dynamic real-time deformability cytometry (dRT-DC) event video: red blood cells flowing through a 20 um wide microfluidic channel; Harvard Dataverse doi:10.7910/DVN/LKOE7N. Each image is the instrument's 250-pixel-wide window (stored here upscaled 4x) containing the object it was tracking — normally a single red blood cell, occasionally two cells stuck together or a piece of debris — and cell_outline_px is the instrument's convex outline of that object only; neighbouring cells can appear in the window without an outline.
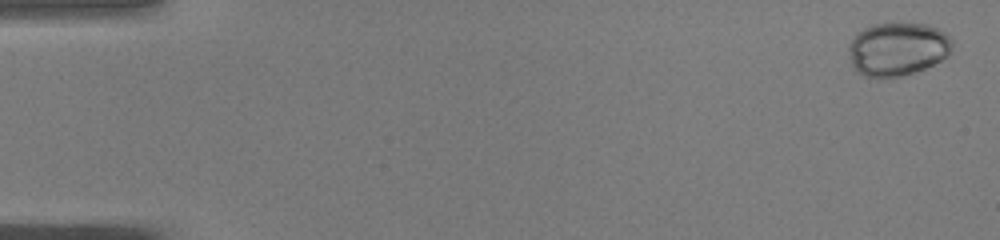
{"species": "common noctule bat (a hibernating species)", "species_latin": "Nyctalus noctula", "temperature_condition": "warm", "stored_images_in_passage": 46, "camera_frame_rate_fps": 3000, "um_per_image_px": 0.085, "animal": {"sex": "male", "body_mass_g": 19.0, "forearm_length_mm": 50.8}, "frame": {"image": 1, "passage_image": 2, "time_ms": 0.333, "image_size_px": [1000, 240], "cell_outline_px": [[952, 44], [948, 52], [940, 60], [924, 68], [900, 76], [876, 80], [864, 76], [856, 72], [852, 64], [848, 48], [848, 44], [864, 28], [876, 24], [928, 24], [944, 32], [952, 40]], "centroid_in_image_um": [76.24, 4.2], "position_along_channel_um": 8.8, "area_um2": 31.91}}
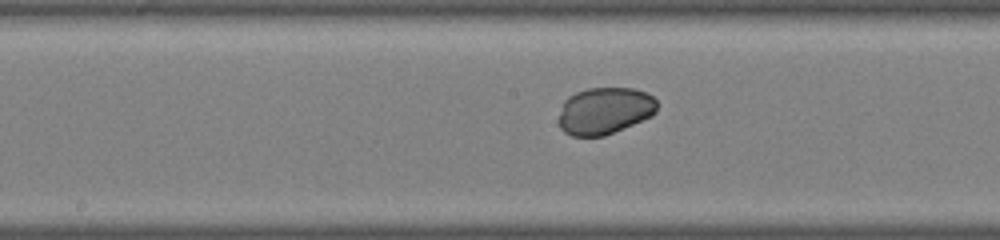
{"frame": {"image": 2, "passage_image": 27, "time_ms": 8.667, "image_size_px": [1000, 240], "cell_outline_px": [[656, 112], [652, 116], [604, 136], [572, 136], [564, 132], [560, 128], [560, 112], [564, 100], [568, 96], [576, 92], [588, 88], [632, 88], [644, 92], [652, 96], [656, 100]], "centroid_in_image_um": [51.39, 9.41], "position_along_channel_um": 196.8, "area_um2": 26.76}}
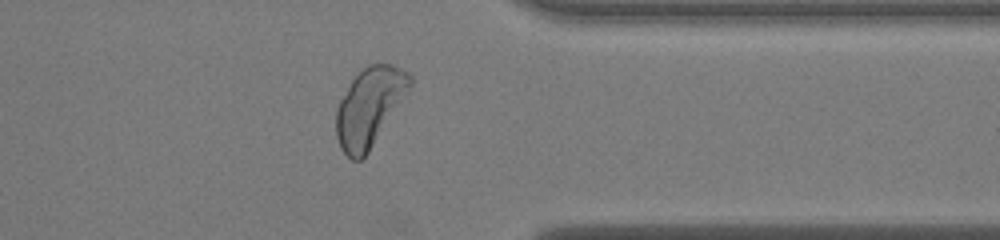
{"frame": {"image": 3, "passage_image": 41, "time_ms": 13.333, "image_size_px": [1000, 240], "cell_outline_px": [[412, 84], [408, 92], [368, 152], [360, 160], [352, 160], [340, 148], [336, 136], [336, 108], [348, 84], [360, 68], [368, 64], [392, 64], [408, 72], [412, 76]], "centroid_in_image_um": [31.39, 9.05], "position_along_channel_um": 380.0, "area_um2": 33.7}}